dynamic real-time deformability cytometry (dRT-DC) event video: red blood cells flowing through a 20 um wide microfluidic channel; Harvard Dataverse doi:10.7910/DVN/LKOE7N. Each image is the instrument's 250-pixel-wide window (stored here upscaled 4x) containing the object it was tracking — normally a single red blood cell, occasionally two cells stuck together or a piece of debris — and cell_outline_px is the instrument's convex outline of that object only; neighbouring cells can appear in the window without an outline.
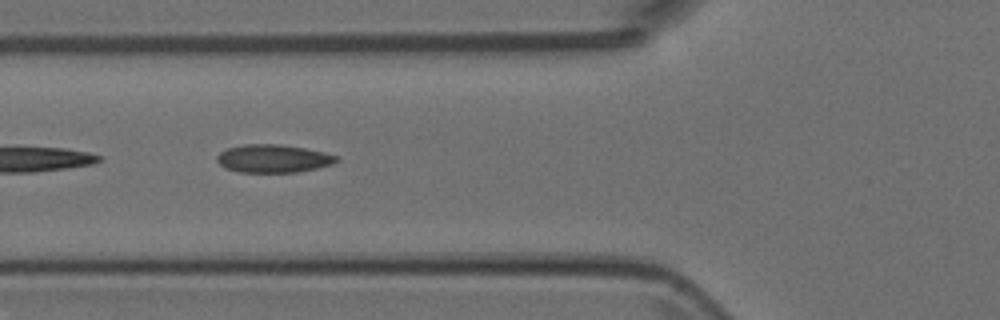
{"species": "Egyptian fruit bat (a non-hibernating species)", "species_latin": "Rousettus aegyptiacus", "temperature_condition": "room temperature", "stored_images_in_passage": 13, "camera_frame_rate_fps": 3000, "um_per_image_px": 0.085, "animal": {"sex": "female"}, "frame": {"image": 1, "passage_image": 4, "time_ms": 1.0, "image_size_px": [1000, 320], "cell_outline_px": [[340, 160], [332, 164], [316, 168], [296, 172], [240, 172], [224, 168], [216, 160], [216, 156], [220, 152], [228, 148], [244, 144], [280, 144], [304, 148], [324, 152], [340, 156]], "centroid_in_image_um": [23.23, 13.47], "position_along_channel_um": 102.6, "area_um2": 19.59}}
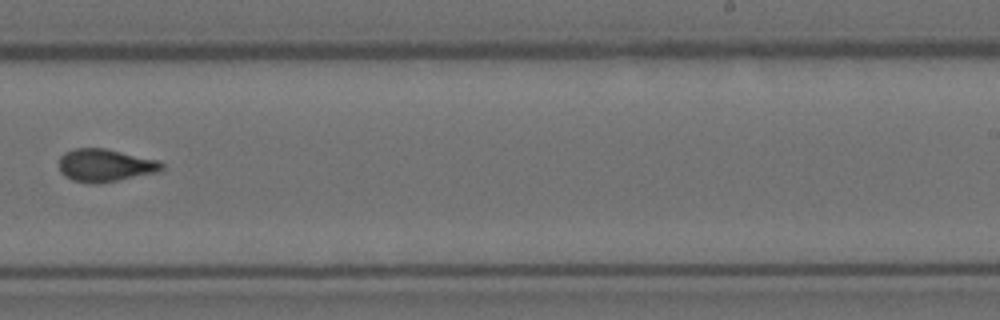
{"frame": {"image": 2, "passage_image": 8, "time_ms": 2.333, "image_size_px": [1000, 320], "cell_outline_px": [[164, 168], [160, 172], [96, 184], [92, 184], [72, 180], [64, 176], [60, 172], [60, 156], [64, 152], [76, 148], [104, 148], [160, 160], [164, 164]], "centroid_in_image_um": [8.96, 14.05], "position_along_channel_um": 280.0, "area_um2": 19.77}}
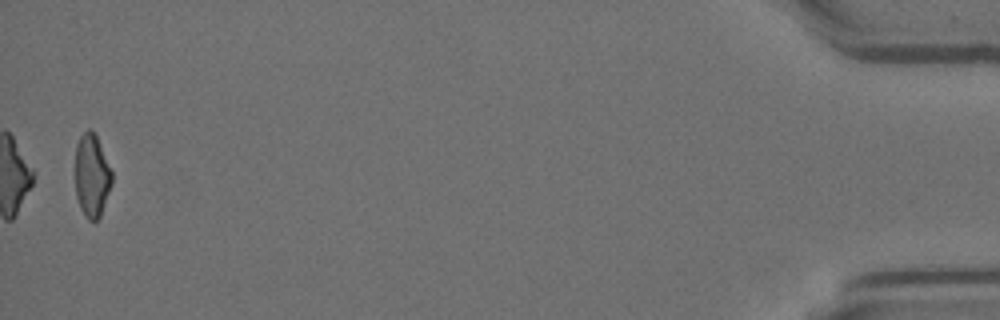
{"frame": {"image": 3, "passage_image": 13, "time_ms": 4.0, "image_size_px": [1000, 320], "cell_outline_px": [[112, 184], [100, 216], [96, 220], [88, 220], [84, 216], [80, 208], [76, 196], [76, 144], [80, 136], [88, 128], [92, 128], [96, 136], [112, 172]], "centroid_in_image_um": [7.8, 14.93], "position_along_channel_um": 427.4, "area_um2": 17.63}}